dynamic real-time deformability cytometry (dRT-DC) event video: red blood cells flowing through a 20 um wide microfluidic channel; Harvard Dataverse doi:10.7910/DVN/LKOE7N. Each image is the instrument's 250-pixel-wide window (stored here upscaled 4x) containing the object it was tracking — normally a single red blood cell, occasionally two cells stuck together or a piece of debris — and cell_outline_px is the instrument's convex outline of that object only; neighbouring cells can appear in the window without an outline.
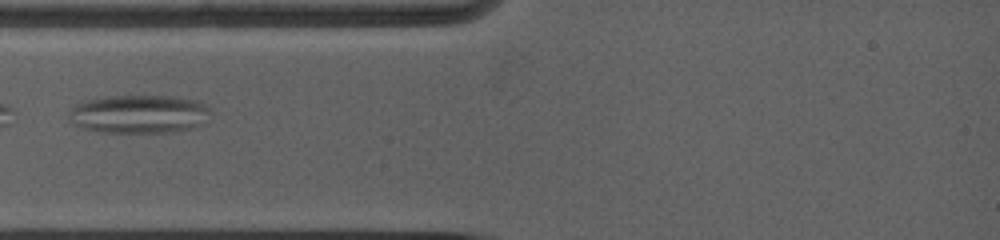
{"species": "common noctule bat (a hibernating species)", "species_latin": "Nyctalus noctula", "temperature_condition": "warm", "stored_images_in_passage": 20, "camera_frame_rate_fps": 5000, "um_per_image_px": 0.085, "animal": {"sex": "female", "body_mass_g": 19.0, "forearm_length_mm": 53.3}, "frame": {"image": 1, "passage_image": 1, "time_ms": 0.0, "image_size_px": [1000, 240], "cell_outline_px": [[208, 108], [196, 124], [188, 128], [160, 132], [108, 132], [88, 128], [80, 124], [72, 108], [76, 104], [88, 100], [104, 96], [176, 96], [200, 100]], "centroid_in_image_um": [11.85, 9.64], "position_along_channel_um": 73.1, "area_um2": 29.82}}